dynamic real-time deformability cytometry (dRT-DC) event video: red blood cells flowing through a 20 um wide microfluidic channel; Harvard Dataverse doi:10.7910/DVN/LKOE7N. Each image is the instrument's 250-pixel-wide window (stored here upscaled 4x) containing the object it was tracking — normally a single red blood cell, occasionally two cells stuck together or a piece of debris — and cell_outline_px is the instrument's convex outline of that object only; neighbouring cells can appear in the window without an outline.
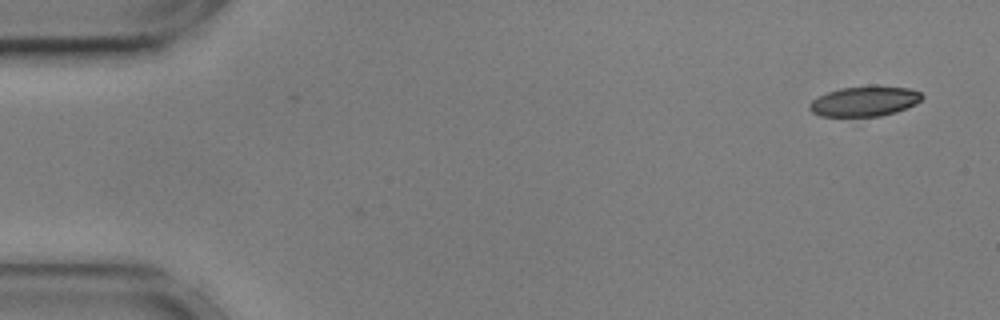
{"species": "common noctule bat (a hibernating species)", "species_latin": "Nyctalus noctula", "temperature_condition": "cold", "stored_images_in_passage": 54, "camera_frame_rate_fps": 3000, "um_per_image_px": 0.085, "animal": {"sex": "male", "body_mass_g": 17.9, "forearm_length_mm": 54.2}, "frame": {"image": 1, "passage_image": 1, "time_ms": 0.0, "image_size_px": [1000, 320], "cell_outline_px": [[924, 96], [916, 104], [896, 112], [880, 116], [820, 116], [812, 112], [808, 108], [808, 104], [812, 100], [828, 92], [840, 88], [872, 84], [908, 88], [920, 92]], "centroid_in_image_um": [73.49, 8.59], "position_along_channel_um": 11.5, "area_um2": 20.0}}
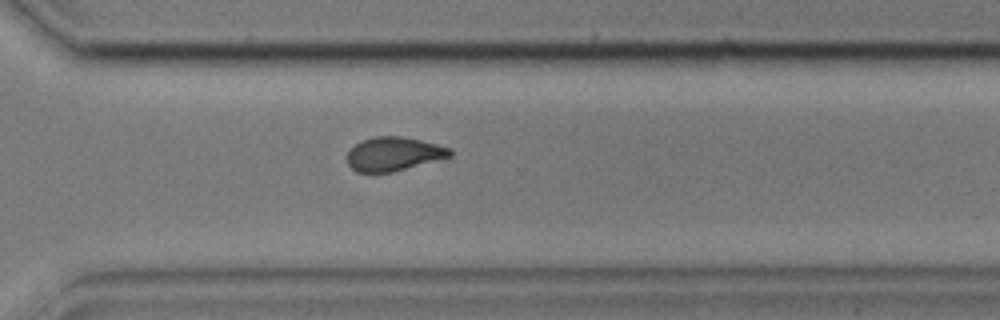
{"frame": {"image": 2, "passage_image": 38, "time_ms": 12.333, "image_size_px": [1000, 320], "cell_outline_px": [[452, 156], [392, 172], [356, 172], [348, 164], [348, 152], [356, 144], [364, 140], [376, 136], [400, 136], [420, 140], [452, 148]], "centroid_in_image_um": [33.48, 13.09], "position_along_channel_um": 337.1, "area_um2": 20.0}}
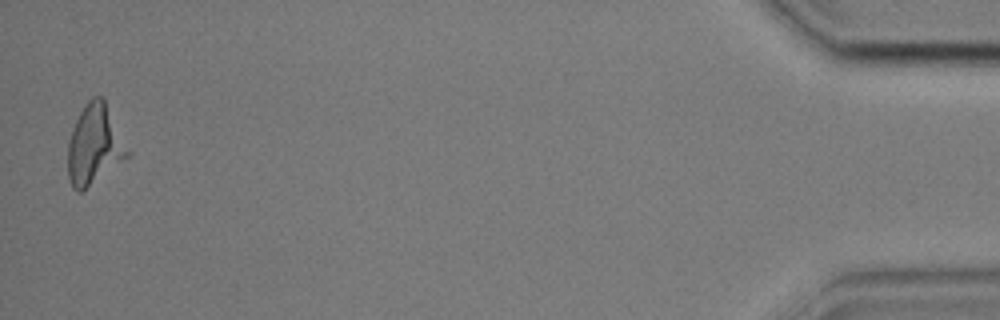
{"frame": {"image": 3, "passage_image": 53, "time_ms": 17.333, "image_size_px": [1000, 320], "cell_outline_px": [[132, 152], [128, 156], [80, 192], [76, 192], [72, 188], [68, 176], [68, 140], [72, 128], [80, 112], [88, 100], [92, 96], [104, 96]], "centroid_in_image_um": [8.05, 12.25], "position_along_channel_um": 427.2, "area_um2": 27.92}, "authors_computed_cell_mechanics": {"area_um2": 21.2704, "velocity_mm_per_s": 3.5827, "shape_relaxation_time_tau1_ms": null, "shape_relaxation_time_tau2_ms": 2.8814, "deformation_change_tau1": null, "deformation_change_tau2": 0.0908}}